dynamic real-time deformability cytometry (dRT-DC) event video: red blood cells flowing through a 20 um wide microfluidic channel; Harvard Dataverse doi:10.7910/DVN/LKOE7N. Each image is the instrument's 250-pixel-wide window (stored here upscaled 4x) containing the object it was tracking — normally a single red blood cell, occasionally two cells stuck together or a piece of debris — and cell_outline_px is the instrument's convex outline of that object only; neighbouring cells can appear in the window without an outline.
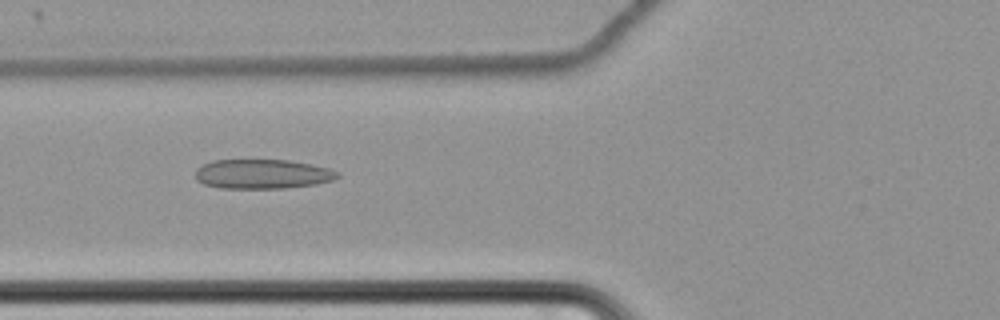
{"species": "common noctule bat (a hibernating species)", "species_latin": "Nyctalus noctula", "temperature_condition": "cold", "stored_images_in_passage": 62, "camera_frame_rate_fps": 3000, "um_per_image_px": 0.085, "animal": {"sex": "female", "body_mass_g": 22.7, "forearm_length_mm": 54.2}, "frame": {"image": 1, "passage_image": 26, "time_ms": 8.333, "image_size_px": [1000, 320], "cell_outline_px": [[340, 176], [332, 180], [316, 184], [284, 188], [220, 188], [204, 184], [196, 180], [196, 168], [212, 160], [288, 160], [312, 164], [328, 168], [340, 172]], "centroid_in_image_um": [22.31, 14.79], "position_along_channel_um": 103.5, "area_um2": 24.45}}
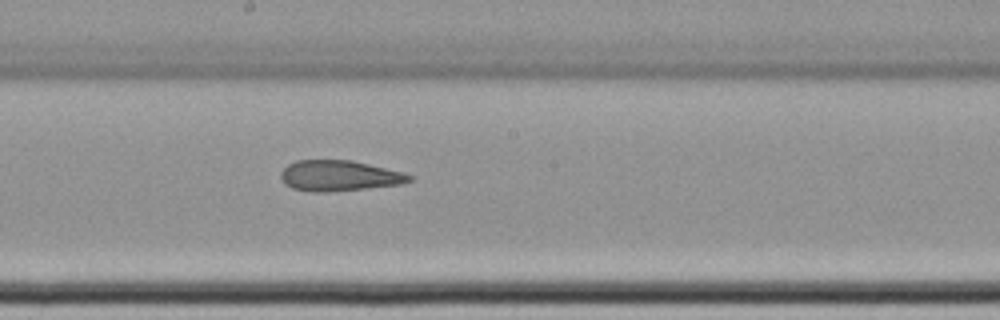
{"frame": {"image": 2, "passage_image": 36, "time_ms": 11.667, "image_size_px": [1000, 320], "cell_outline_px": [[412, 180], [400, 184], [328, 192], [308, 192], [292, 188], [284, 184], [280, 180], [280, 172], [288, 164], [296, 160], [348, 160], [368, 164], [404, 172], [412, 176]], "centroid_in_image_um": [28.77, 14.94], "position_along_channel_um": 219.4, "area_um2": 22.95}}
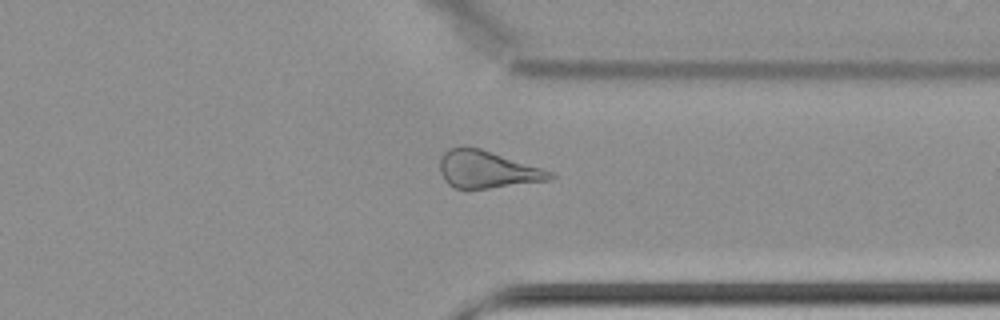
{"frame": {"image": 3, "passage_image": 49, "time_ms": 16.0, "image_size_px": [1000, 320], "cell_outline_px": [[556, 176], [552, 180], [488, 188], [456, 188], [448, 184], [444, 180], [440, 172], [440, 156], [448, 148], [480, 148], [556, 172]], "centroid_in_image_um": [41.46, 14.41], "position_along_channel_um": 369.9, "area_um2": 23.93}, "authors_computed_cell_mechanics": {"area_um2": 26.4435, "velocity_mm_per_s": 3.4718, "shape_relaxation_time_tau1_ms": null, "shape_relaxation_time_tau2_ms": 4.8562, "deformation_change_tau1": null, "deformation_change_tau2": 0.1531}}